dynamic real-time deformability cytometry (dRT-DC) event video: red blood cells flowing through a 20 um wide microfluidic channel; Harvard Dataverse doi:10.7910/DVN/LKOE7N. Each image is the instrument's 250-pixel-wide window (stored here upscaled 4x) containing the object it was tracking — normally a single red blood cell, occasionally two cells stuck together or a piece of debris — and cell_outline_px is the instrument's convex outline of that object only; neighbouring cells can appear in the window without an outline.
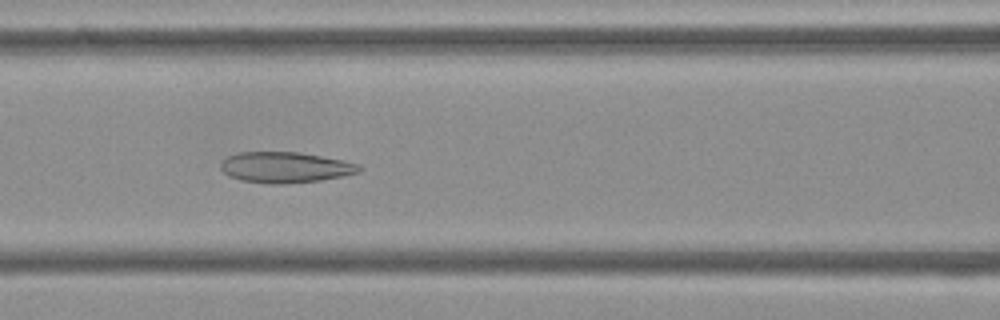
{"species": "Egyptian fruit bat (a non-hibernating species)", "species_latin": "Rousettus aegyptiacus", "temperature_condition": "cold", "stored_images_in_passage": 54, "camera_frame_rate_fps": 3000, "um_per_image_px": 0.085, "frame": {"image": 1, "passage_image": 23, "time_ms": 7.333, "image_size_px": [1000, 320], "cell_outline_px": [[364, 168], [360, 172], [344, 176], [320, 180], [284, 184], [268, 184], [240, 180], [228, 176], [220, 168], [220, 164], [228, 156], [236, 152], [300, 152], [344, 160], [360, 164]], "centroid_in_image_um": [24.27, 14.22], "position_along_channel_um": 142.3, "area_um2": 25.14}}
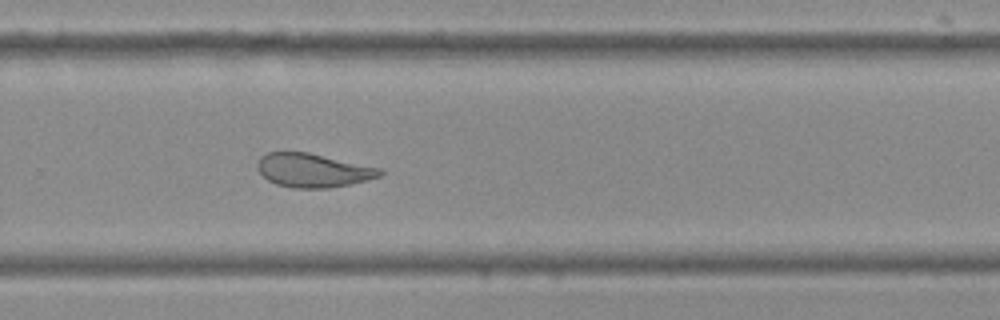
{"frame": {"image": 2, "passage_image": 36, "time_ms": 11.667, "image_size_px": [1000, 320], "cell_outline_px": [[384, 172], [380, 176], [368, 180], [328, 188], [292, 188], [276, 184], [268, 180], [256, 168], [256, 164], [260, 156], [268, 152], [308, 152], [380, 168]], "centroid_in_image_um": [26.58, 14.48], "position_along_channel_um": 303.2, "area_um2": 24.04}}
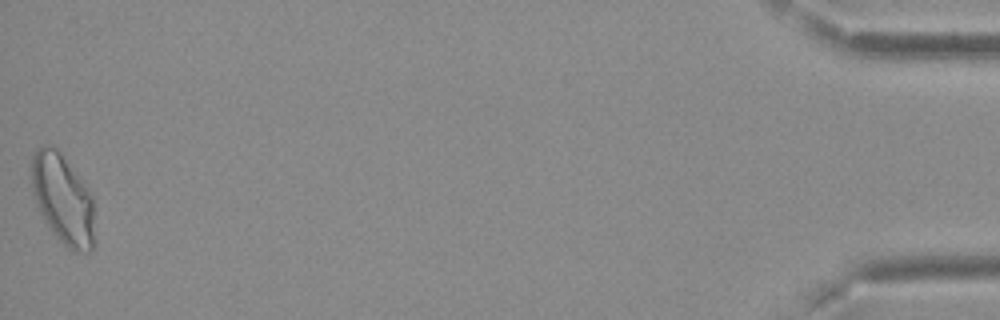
{"frame": {"image": 3, "passage_image": 54, "time_ms": 17.667, "image_size_px": [1000, 320], "cell_outline_px": [[96, 240], [92, 252], [72, 252], [56, 236], [44, 220], [36, 204], [32, 192], [28, 168], [32, 156], [36, 148], [52, 144], [60, 152], [92, 196]], "centroid_in_image_um": [5.32, 16.95], "position_along_channel_um": 429.9, "area_um2": 33.64}, "authors_computed_cell_mechanics": {"area_um2": 26.7614, "velocity_mm_per_s": 3.7196, "shape_relaxation_time_tau1_ms": 10.6851, "shape_relaxation_time_tau2_ms": 2.0222, "deformation_change_tau1": 0.2081, "deformation_change_tau2": 0.0901}}